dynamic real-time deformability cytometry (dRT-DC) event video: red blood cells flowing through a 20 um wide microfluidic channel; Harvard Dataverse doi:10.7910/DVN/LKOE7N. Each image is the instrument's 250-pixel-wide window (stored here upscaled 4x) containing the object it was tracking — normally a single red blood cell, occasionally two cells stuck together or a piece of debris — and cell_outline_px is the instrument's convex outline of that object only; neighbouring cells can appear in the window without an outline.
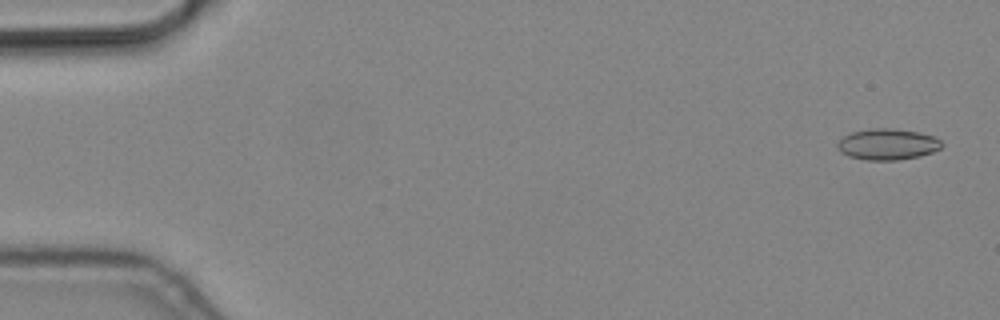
{"species": "common noctule bat (a hibernating species)", "species_latin": "Nyctalus noctula", "temperature_condition": "cold", "stored_images_in_passage": 4, "camera_frame_rate_fps": 3000, "um_per_image_px": 0.085, "animal": {"sex": "male", "body_mass_g": 19.2, "forearm_length_mm": 51.8}, "frame": {"image": 1, "passage_image": 1, "time_ms": 0.0, "image_size_px": [1000, 320], "cell_outline_px": [[944, 144], [940, 148], [932, 152], [920, 156], [896, 160], [864, 160], [848, 156], [840, 152], [836, 144], [844, 136], [852, 132], [868, 128], [892, 128], [916, 132], [932, 136], [940, 140]], "centroid_in_image_um": [75.41, 12.27], "position_along_channel_um": 9.6, "area_um2": 18.9}}